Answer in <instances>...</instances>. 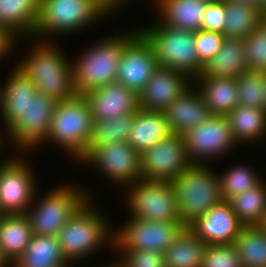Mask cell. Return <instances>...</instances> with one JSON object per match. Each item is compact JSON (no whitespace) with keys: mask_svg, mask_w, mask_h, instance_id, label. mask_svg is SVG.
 I'll list each match as a JSON object with an SVG mask.
<instances>
[{"mask_svg":"<svg viewBox=\"0 0 266 267\" xmlns=\"http://www.w3.org/2000/svg\"><path fill=\"white\" fill-rule=\"evenodd\" d=\"M226 1L225 38L245 39L261 24L262 11L234 0Z\"/></svg>","mask_w":266,"mask_h":267,"instance_id":"d6a6232c","label":"cell"},{"mask_svg":"<svg viewBox=\"0 0 266 267\" xmlns=\"http://www.w3.org/2000/svg\"><path fill=\"white\" fill-rule=\"evenodd\" d=\"M105 267H114V266L110 263V265L109 264L107 266L105 265Z\"/></svg>","mask_w":266,"mask_h":267,"instance_id":"816d5d0a","label":"cell"},{"mask_svg":"<svg viewBox=\"0 0 266 267\" xmlns=\"http://www.w3.org/2000/svg\"><path fill=\"white\" fill-rule=\"evenodd\" d=\"M237 106L264 108L266 104V72L244 71L236 78Z\"/></svg>","mask_w":266,"mask_h":267,"instance_id":"d590c367","label":"cell"},{"mask_svg":"<svg viewBox=\"0 0 266 267\" xmlns=\"http://www.w3.org/2000/svg\"><path fill=\"white\" fill-rule=\"evenodd\" d=\"M32 236L26 214H4L0 218V253L11 265L25 251Z\"/></svg>","mask_w":266,"mask_h":267,"instance_id":"4316f807","label":"cell"},{"mask_svg":"<svg viewBox=\"0 0 266 267\" xmlns=\"http://www.w3.org/2000/svg\"><path fill=\"white\" fill-rule=\"evenodd\" d=\"M164 114L172 134L177 135H184L212 116L195 84L172 102Z\"/></svg>","mask_w":266,"mask_h":267,"instance_id":"ffe728a7","label":"cell"},{"mask_svg":"<svg viewBox=\"0 0 266 267\" xmlns=\"http://www.w3.org/2000/svg\"><path fill=\"white\" fill-rule=\"evenodd\" d=\"M73 186L70 183L62 186L59 184L51 188L43 198H37L36 193L33 204L26 212L33 234L57 237L69 218L89 198H94L91 191L84 190L79 185Z\"/></svg>","mask_w":266,"mask_h":267,"instance_id":"52a82bcc","label":"cell"},{"mask_svg":"<svg viewBox=\"0 0 266 267\" xmlns=\"http://www.w3.org/2000/svg\"><path fill=\"white\" fill-rule=\"evenodd\" d=\"M160 23L186 31L201 29L203 14L210 0H155Z\"/></svg>","mask_w":266,"mask_h":267,"instance_id":"7402d4cb","label":"cell"},{"mask_svg":"<svg viewBox=\"0 0 266 267\" xmlns=\"http://www.w3.org/2000/svg\"><path fill=\"white\" fill-rule=\"evenodd\" d=\"M225 39L223 33L200 29L195 31V45L199 62L205 66L217 54Z\"/></svg>","mask_w":266,"mask_h":267,"instance_id":"ab89813d","label":"cell"},{"mask_svg":"<svg viewBox=\"0 0 266 267\" xmlns=\"http://www.w3.org/2000/svg\"><path fill=\"white\" fill-rule=\"evenodd\" d=\"M51 40V43L38 40L16 66L31 79L38 92L62 101L76 95L72 62Z\"/></svg>","mask_w":266,"mask_h":267,"instance_id":"6da1fadb","label":"cell"},{"mask_svg":"<svg viewBox=\"0 0 266 267\" xmlns=\"http://www.w3.org/2000/svg\"><path fill=\"white\" fill-rule=\"evenodd\" d=\"M171 134L163 111L139 107L133 114V125L127 142L141 154Z\"/></svg>","mask_w":266,"mask_h":267,"instance_id":"603a6c76","label":"cell"},{"mask_svg":"<svg viewBox=\"0 0 266 267\" xmlns=\"http://www.w3.org/2000/svg\"><path fill=\"white\" fill-rule=\"evenodd\" d=\"M40 0H0V26L17 39H30L39 18Z\"/></svg>","mask_w":266,"mask_h":267,"instance_id":"cb8c5ba5","label":"cell"},{"mask_svg":"<svg viewBox=\"0 0 266 267\" xmlns=\"http://www.w3.org/2000/svg\"><path fill=\"white\" fill-rule=\"evenodd\" d=\"M132 125L133 114L93 121L92 134L87 148H95L115 142H127Z\"/></svg>","mask_w":266,"mask_h":267,"instance_id":"836d02e7","label":"cell"},{"mask_svg":"<svg viewBox=\"0 0 266 267\" xmlns=\"http://www.w3.org/2000/svg\"><path fill=\"white\" fill-rule=\"evenodd\" d=\"M226 1L225 0H210L207 3L201 29L208 31H216L223 33L226 21Z\"/></svg>","mask_w":266,"mask_h":267,"instance_id":"60d3db41","label":"cell"},{"mask_svg":"<svg viewBox=\"0 0 266 267\" xmlns=\"http://www.w3.org/2000/svg\"><path fill=\"white\" fill-rule=\"evenodd\" d=\"M127 189V190H126ZM129 217L182 223L171 181L139 179L125 188Z\"/></svg>","mask_w":266,"mask_h":267,"instance_id":"9c48e42d","label":"cell"},{"mask_svg":"<svg viewBox=\"0 0 266 267\" xmlns=\"http://www.w3.org/2000/svg\"><path fill=\"white\" fill-rule=\"evenodd\" d=\"M89 103L93 121L113 119L134 114L138 108V94L114 81L83 94Z\"/></svg>","mask_w":266,"mask_h":267,"instance_id":"ac0fdd59","label":"cell"},{"mask_svg":"<svg viewBox=\"0 0 266 267\" xmlns=\"http://www.w3.org/2000/svg\"><path fill=\"white\" fill-rule=\"evenodd\" d=\"M259 226L266 231V213L264 214V217L262 221L260 222Z\"/></svg>","mask_w":266,"mask_h":267,"instance_id":"7dc6e473","label":"cell"},{"mask_svg":"<svg viewBox=\"0 0 266 267\" xmlns=\"http://www.w3.org/2000/svg\"><path fill=\"white\" fill-rule=\"evenodd\" d=\"M243 226L229 203L222 201L188 227L206 244H232Z\"/></svg>","mask_w":266,"mask_h":267,"instance_id":"d6986e66","label":"cell"},{"mask_svg":"<svg viewBox=\"0 0 266 267\" xmlns=\"http://www.w3.org/2000/svg\"><path fill=\"white\" fill-rule=\"evenodd\" d=\"M153 49L160 67L186 74L193 81L203 71L195 45V32L154 24L137 29Z\"/></svg>","mask_w":266,"mask_h":267,"instance_id":"8992f818","label":"cell"},{"mask_svg":"<svg viewBox=\"0 0 266 267\" xmlns=\"http://www.w3.org/2000/svg\"><path fill=\"white\" fill-rule=\"evenodd\" d=\"M0 129H1V127H0ZM1 131H2V132H1ZM4 131H6V130H3V129L0 130V151H1L2 145H4L3 143L5 142V141L3 140V139H4V136L2 135ZM2 136H3V137H2Z\"/></svg>","mask_w":266,"mask_h":267,"instance_id":"c3c4849f","label":"cell"},{"mask_svg":"<svg viewBox=\"0 0 266 267\" xmlns=\"http://www.w3.org/2000/svg\"><path fill=\"white\" fill-rule=\"evenodd\" d=\"M18 39L13 36L6 28L0 26V62L5 56H8L9 52L12 53L15 47L17 46L16 42Z\"/></svg>","mask_w":266,"mask_h":267,"instance_id":"b9f144b4","label":"cell"},{"mask_svg":"<svg viewBox=\"0 0 266 267\" xmlns=\"http://www.w3.org/2000/svg\"><path fill=\"white\" fill-rule=\"evenodd\" d=\"M92 127L89 103L84 95L76 94L57 101L45 143L56 144L77 161L87 150Z\"/></svg>","mask_w":266,"mask_h":267,"instance_id":"277c9868","label":"cell"},{"mask_svg":"<svg viewBox=\"0 0 266 267\" xmlns=\"http://www.w3.org/2000/svg\"><path fill=\"white\" fill-rule=\"evenodd\" d=\"M71 265L63 256L57 237L33 234L27 248L11 267H66Z\"/></svg>","mask_w":266,"mask_h":267,"instance_id":"83f0119b","label":"cell"},{"mask_svg":"<svg viewBox=\"0 0 266 267\" xmlns=\"http://www.w3.org/2000/svg\"><path fill=\"white\" fill-rule=\"evenodd\" d=\"M247 70L244 39L225 38L217 54L205 64L199 76L237 78Z\"/></svg>","mask_w":266,"mask_h":267,"instance_id":"484cf974","label":"cell"},{"mask_svg":"<svg viewBox=\"0 0 266 267\" xmlns=\"http://www.w3.org/2000/svg\"><path fill=\"white\" fill-rule=\"evenodd\" d=\"M158 68L152 47L137 32L124 47L116 81L139 94Z\"/></svg>","mask_w":266,"mask_h":267,"instance_id":"2e32d148","label":"cell"},{"mask_svg":"<svg viewBox=\"0 0 266 267\" xmlns=\"http://www.w3.org/2000/svg\"><path fill=\"white\" fill-rule=\"evenodd\" d=\"M56 103L53 97L37 91L28 101L24 114L4 132L5 138L24 153L45 144Z\"/></svg>","mask_w":266,"mask_h":267,"instance_id":"4fadbf2b","label":"cell"},{"mask_svg":"<svg viewBox=\"0 0 266 267\" xmlns=\"http://www.w3.org/2000/svg\"><path fill=\"white\" fill-rule=\"evenodd\" d=\"M232 244L242 267H266V231L259 225L243 226Z\"/></svg>","mask_w":266,"mask_h":267,"instance_id":"4dcf8cb0","label":"cell"},{"mask_svg":"<svg viewBox=\"0 0 266 267\" xmlns=\"http://www.w3.org/2000/svg\"><path fill=\"white\" fill-rule=\"evenodd\" d=\"M247 68L251 71L266 72V36L258 28L253 30L245 39Z\"/></svg>","mask_w":266,"mask_h":267,"instance_id":"74e56055","label":"cell"},{"mask_svg":"<svg viewBox=\"0 0 266 267\" xmlns=\"http://www.w3.org/2000/svg\"><path fill=\"white\" fill-rule=\"evenodd\" d=\"M220 193L223 201L241 194L262 182L252 167L243 164L235 165L218 175Z\"/></svg>","mask_w":266,"mask_h":267,"instance_id":"e575fe53","label":"cell"},{"mask_svg":"<svg viewBox=\"0 0 266 267\" xmlns=\"http://www.w3.org/2000/svg\"><path fill=\"white\" fill-rule=\"evenodd\" d=\"M138 32L106 36L93 43L72 63L73 84L76 94L116 81L120 57L126 43Z\"/></svg>","mask_w":266,"mask_h":267,"instance_id":"3957f363","label":"cell"},{"mask_svg":"<svg viewBox=\"0 0 266 267\" xmlns=\"http://www.w3.org/2000/svg\"><path fill=\"white\" fill-rule=\"evenodd\" d=\"M186 74L160 67L138 94L140 108L165 111L168 106L194 83Z\"/></svg>","mask_w":266,"mask_h":267,"instance_id":"e0dca14e","label":"cell"},{"mask_svg":"<svg viewBox=\"0 0 266 267\" xmlns=\"http://www.w3.org/2000/svg\"><path fill=\"white\" fill-rule=\"evenodd\" d=\"M194 82L212 115L227 116L237 107L238 87L236 78L198 76Z\"/></svg>","mask_w":266,"mask_h":267,"instance_id":"d4e9b609","label":"cell"},{"mask_svg":"<svg viewBox=\"0 0 266 267\" xmlns=\"http://www.w3.org/2000/svg\"><path fill=\"white\" fill-rule=\"evenodd\" d=\"M112 249L121 255L119 260L116 259L111 263L114 267H166L164 255L161 252L122 250L115 242Z\"/></svg>","mask_w":266,"mask_h":267,"instance_id":"8d00e7d4","label":"cell"},{"mask_svg":"<svg viewBox=\"0 0 266 267\" xmlns=\"http://www.w3.org/2000/svg\"><path fill=\"white\" fill-rule=\"evenodd\" d=\"M186 150L193 164L208 165L220 158L238 142L233 136L229 120L224 115H212L206 121L188 130L184 135Z\"/></svg>","mask_w":266,"mask_h":267,"instance_id":"8fae6325","label":"cell"},{"mask_svg":"<svg viewBox=\"0 0 266 267\" xmlns=\"http://www.w3.org/2000/svg\"><path fill=\"white\" fill-rule=\"evenodd\" d=\"M211 169V165L208 167L193 164L171 181L176 195L178 216L185 226H189L223 201L218 174Z\"/></svg>","mask_w":266,"mask_h":267,"instance_id":"5b68a950","label":"cell"},{"mask_svg":"<svg viewBox=\"0 0 266 267\" xmlns=\"http://www.w3.org/2000/svg\"><path fill=\"white\" fill-rule=\"evenodd\" d=\"M129 219L122 227L114 229V242L122 250L163 253L186 227L183 223Z\"/></svg>","mask_w":266,"mask_h":267,"instance_id":"5bb4252c","label":"cell"},{"mask_svg":"<svg viewBox=\"0 0 266 267\" xmlns=\"http://www.w3.org/2000/svg\"><path fill=\"white\" fill-rule=\"evenodd\" d=\"M227 202L244 226L259 225L266 213L265 180L231 197Z\"/></svg>","mask_w":266,"mask_h":267,"instance_id":"1f68e13d","label":"cell"},{"mask_svg":"<svg viewBox=\"0 0 266 267\" xmlns=\"http://www.w3.org/2000/svg\"><path fill=\"white\" fill-rule=\"evenodd\" d=\"M202 267H242L233 244H207Z\"/></svg>","mask_w":266,"mask_h":267,"instance_id":"f35d334b","label":"cell"},{"mask_svg":"<svg viewBox=\"0 0 266 267\" xmlns=\"http://www.w3.org/2000/svg\"><path fill=\"white\" fill-rule=\"evenodd\" d=\"M1 99H2V85L0 84V107H1Z\"/></svg>","mask_w":266,"mask_h":267,"instance_id":"681fc988","label":"cell"},{"mask_svg":"<svg viewBox=\"0 0 266 267\" xmlns=\"http://www.w3.org/2000/svg\"><path fill=\"white\" fill-rule=\"evenodd\" d=\"M100 8H102L107 14L116 12V9H121L122 4L131 0H93ZM121 6V7H120ZM119 7V8H118Z\"/></svg>","mask_w":266,"mask_h":267,"instance_id":"7bdbcfd3","label":"cell"},{"mask_svg":"<svg viewBox=\"0 0 266 267\" xmlns=\"http://www.w3.org/2000/svg\"><path fill=\"white\" fill-rule=\"evenodd\" d=\"M259 28L264 32L266 36V13L265 12L262 13L261 24Z\"/></svg>","mask_w":266,"mask_h":267,"instance_id":"f6af8a7d","label":"cell"},{"mask_svg":"<svg viewBox=\"0 0 266 267\" xmlns=\"http://www.w3.org/2000/svg\"><path fill=\"white\" fill-rule=\"evenodd\" d=\"M92 199L89 198L69 218L57 235L61 252L70 264L82 261L107 244L113 246L114 230L110 229L106 216L100 210L98 212Z\"/></svg>","mask_w":266,"mask_h":267,"instance_id":"7a4b0ae2","label":"cell"},{"mask_svg":"<svg viewBox=\"0 0 266 267\" xmlns=\"http://www.w3.org/2000/svg\"><path fill=\"white\" fill-rule=\"evenodd\" d=\"M92 165L118 187H127L141 179L140 153L128 142H115L87 148L77 160ZM100 170V171H99Z\"/></svg>","mask_w":266,"mask_h":267,"instance_id":"30bf717a","label":"cell"},{"mask_svg":"<svg viewBox=\"0 0 266 267\" xmlns=\"http://www.w3.org/2000/svg\"><path fill=\"white\" fill-rule=\"evenodd\" d=\"M4 214H3V212H2V210H1V208H0V218L3 216Z\"/></svg>","mask_w":266,"mask_h":267,"instance_id":"f907efd6","label":"cell"},{"mask_svg":"<svg viewBox=\"0 0 266 267\" xmlns=\"http://www.w3.org/2000/svg\"><path fill=\"white\" fill-rule=\"evenodd\" d=\"M2 86L0 116L7 130L26 110L27 103L37 92L31 79L16 65Z\"/></svg>","mask_w":266,"mask_h":267,"instance_id":"44dd1931","label":"cell"},{"mask_svg":"<svg viewBox=\"0 0 266 267\" xmlns=\"http://www.w3.org/2000/svg\"><path fill=\"white\" fill-rule=\"evenodd\" d=\"M0 267H11V264L0 253Z\"/></svg>","mask_w":266,"mask_h":267,"instance_id":"bcb514c9","label":"cell"},{"mask_svg":"<svg viewBox=\"0 0 266 267\" xmlns=\"http://www.w3.org/2000/svg\"><path fill=\"white\" fill-rule=\"evenodd\" d=\"M227 118L234 138L240 145L253 143L266 137V110L251 106H237Z\"/></svg>","mask_w":266,"mask_h":267,"instance_id":"f546056e","label":"cell"},{"mask_svg":"<svg viewBox=\"0 0 266 267\" xmlns=\"http://www.w3.org/2000/svg\"><path fill=\"white\" fill-rule=\"evenodd\" d=\"M18 157L0 161V208L3 214H26L37 193V180L29 162L24 156Z\"/></svg>","mask_w":266,"mask_h":267,"instance_id":"7c38bea8","label":"cell"},{"mask_svg":"<svg viewBox=\"0 0 266 267\" xmlns=\"http://www.w3.org/2000/svg\"><path fill=\"white\" fill-rule=\"evenodd\" d=\"M107 15L93 0H40L39 18L32 39L47 40L54 34L78 32Z\"/></svg>","mask_w":266,"mask_h":267,"instance_id":"ba28073f","label":"cell"},{"mask_svg":"<svg viewBox=\"0 0 266 267\" xmlns=\"http://www.w3.org/2000/svg\"><path fill=\"white\" fill-rule=\"evenodd\" d=\"M236 2H240L246 5H251L254 8L265 12L266 10V0H234Z\"/></svg>","mask_w":266,"mask_h":267,"instance_id":"ee69618b","label":"cell"},{"mask_svg":"<svg viewBox=\"0 0 266 267\" xmlns=\"http://www.w3.org/2000/svg\"><path fill=\"white\" fill-rule=\"evenodd\" d=\"M207 244L186 226L163 252L166 267H202Z\"/></svg>","mask_w":266,"mask_h":267,"instance_id":"f1b7e54d","label":"cell"},{"mask_svg":"<svg viewBox=\"0 0 266 267\" xmlns=\"http://www.w3.org/2000/svg\"><path fill=\"white\" fill-rule=\"evenodd\" d=\"M141 179L172 181L193 163L183 135L171 134L140 154Z\"/></svg>","mask_w":266,"mask_h":267,"instance_id":"9a60e30c","label":"cell"}]
</instances>
